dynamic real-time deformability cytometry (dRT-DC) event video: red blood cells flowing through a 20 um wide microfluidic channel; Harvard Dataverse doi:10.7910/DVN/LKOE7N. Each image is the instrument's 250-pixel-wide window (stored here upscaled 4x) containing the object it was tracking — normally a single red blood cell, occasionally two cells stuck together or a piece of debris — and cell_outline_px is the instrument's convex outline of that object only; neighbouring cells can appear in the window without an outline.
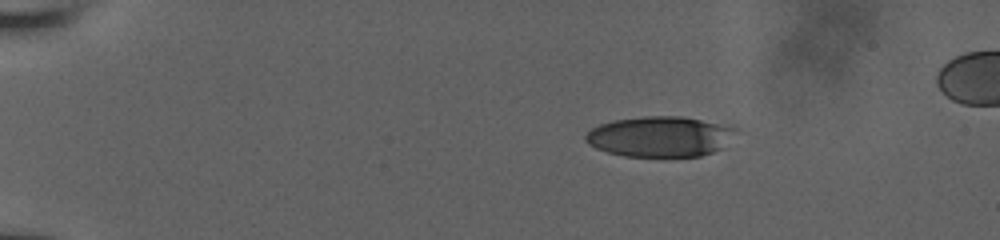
{"species": "human", "species_latin": "Homo sapiens", "temperature_condition": "room temperature", "stored_images_in_passage": 27, "camera_frame_rate_fps": 3000, "um_per_image_px": 0.085, "donor": {"sex": "male"}, "frame": {"image": 1, "passage_image": 1, "time_ms": 0.0, "image_size_px": [1000, 240], "cell_outline_px": [[736, 128], [720, 148], [712, 152], [700, 156], [624, 156], [608, 152], [596, 148], [588, 144], [584, 140], [584, 136], [592, 128], [600, 124], [616, 120], [644, 116], [680, 116], [700, 120]], "centroid_in_image_um": [55.99, 11.61], "position_along_channel_um": 29.0, "area_um2": 34.62}}
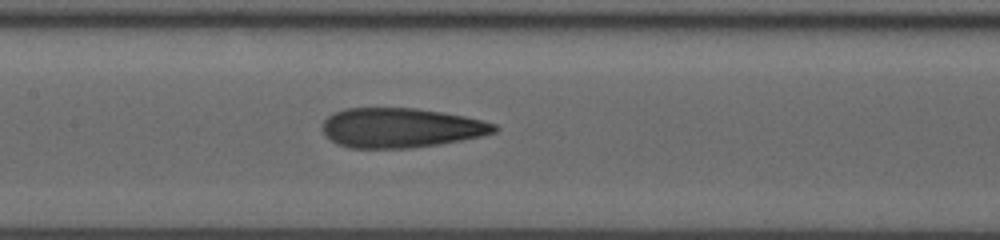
{"frame": {"image": 2, "passage_image": 16, "time_ms": 6.333, "image_size_px": [1000, 240], "cell_outline_px": [[500, 128], [496, 132], [480, 136], [440, 144], [412, 148], [348, 148], [336, 144], [324, 132], [320, 124], [332, 112], [344, 108], [416, 108], [464, 116], [496, 124]], "centroid_in_image_um": [34.04, 10.86], "position_along_channel_um": 173.4, "area_um2": 39.82}}
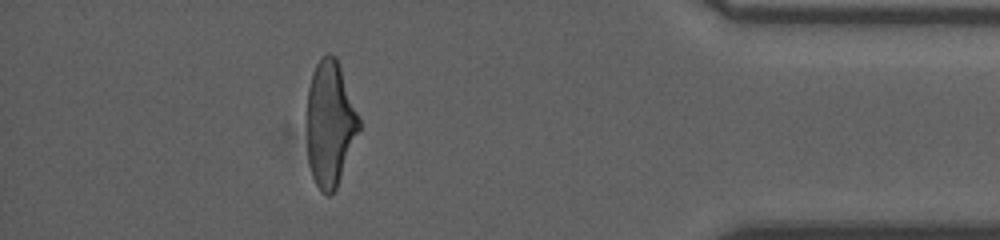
{"frame": {"image": 3, "passage_image": 26, "time_ms": 13.333, "image_size_px": [1000, 240], "cell_outline_px": [[360, 128], [336, 188], [328, 196], [320, 192], [312, 176], [308, 160], [308, 88], [312, 72], [320, 56], [328, 52], [336, 56], [360, 120]], "centroid_in_image_um": [28.04, 10.49], "position_along_channel_um": 407.2, "area_um2": 37.69}, "authors_computed_cell_mechanics": {"area_um2": 39.2462, "velocity_mm_per_s": 3.8686, "shape_relaxation_time_tau1_ms": 8.8848, "shape_relaxation_time_tau2_ms": 2.2237, "deformation_change_tau1": 0.2698, "deformation_change_tau2": 0.1216}}